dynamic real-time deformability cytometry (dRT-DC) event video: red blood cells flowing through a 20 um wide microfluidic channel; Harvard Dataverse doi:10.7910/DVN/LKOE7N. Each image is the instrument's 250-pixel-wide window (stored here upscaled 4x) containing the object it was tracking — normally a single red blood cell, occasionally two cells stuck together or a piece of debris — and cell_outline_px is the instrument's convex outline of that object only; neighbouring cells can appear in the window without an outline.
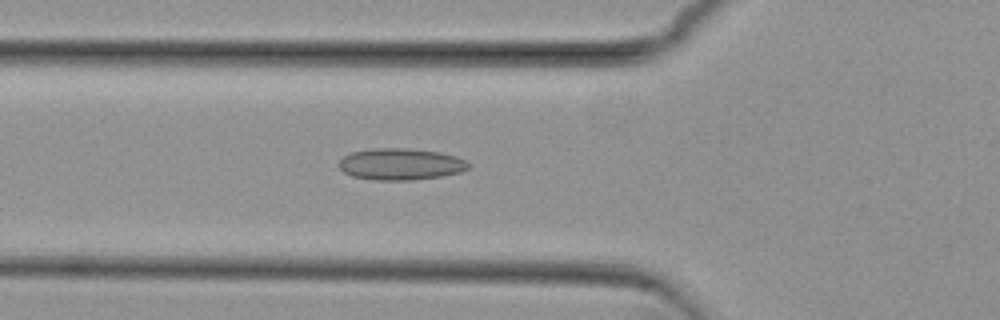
{"species": "common noctule bat (a hibernating species)", "species_latin": "Nyctalus noctula", "temperature_condition": "cold", "stored_images_in_passage": 54, "camera_frame_rate_fps": 3000, "um_per_image_px": 0.085, "animal": {"sex": "female", "body_mass_g": 29.2, "forearm_length_mm": 56.3}, "frame": {"image": 1, "passage_image": 19, "time_ms": 6.0, "image_size_px": [1000, 320], "cell_outline_px": [[472, 164], [468, 168], [460, 172], [440, 176], [412, 180], [372, 180], [352, 176], [344, 172], [336, 164], [344, 156], [352, 152], [372, 148], [408, 148], [440, 152], [456, 156], [468, 160]], "centroid_in_image_um": [34.06, 13.95], "position_along_channel_um": 91.7, "area_um2": 24.1}}
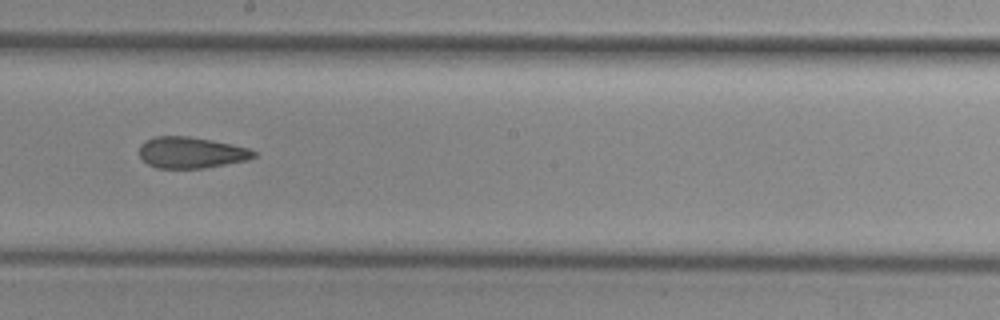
{"frame": {"image": 2, "passage_image": 30, "time_ms": 9.667, "image_size_px": [1000, 320], "cell_outline_px": [[256, 156], [248, 160], [204, 168], [156, 168], [148, 164], [140, 156], [140, 144], [144, 140], [156, 136], [188, 136], [212, 140], [248, 148], [256, 152]], "centroid_in_image_um": [16.23, 12.97], "position_along_channel_um": 232.0, "area_um2": 20.81}}
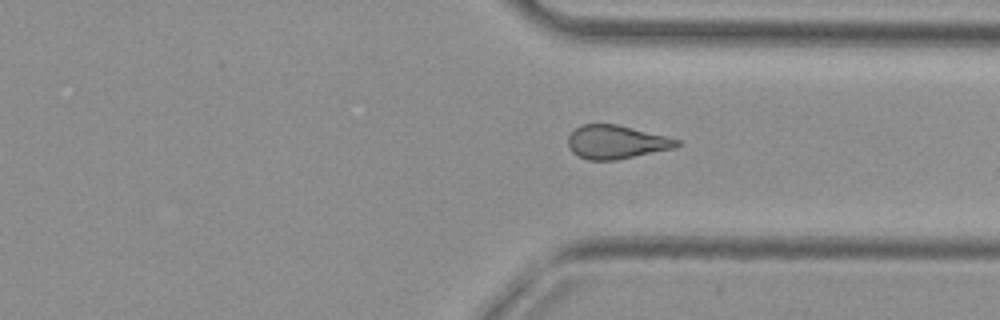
{"frame": {"image": 3, "passage_image": 40, "time_ms": 13.0, "image_size_px": [1000, 320], "cell_outline_px": [[680, 144], [676, 148], [616, 160], [588, 160], [572, 152], [568, 148], [568, 136], [580, 124], [616, 124], [668, 136], [680, 140]], "centroid_in_image_um": [52.4, 12.07], "position_along_channel_um": 359.0, "area_um2": 21.39}, "authors_computed_cell_mechanics": {"area_um2": 21.8773, "velocity_mm_per_s": 3.8068, "shape_relaxation_time_tau1_ms": null, "shape_relaxation_time_tau2_ms": 2.7181, "deformation_change_tau1": null, "deformation_change_tau2": 0.1117}}